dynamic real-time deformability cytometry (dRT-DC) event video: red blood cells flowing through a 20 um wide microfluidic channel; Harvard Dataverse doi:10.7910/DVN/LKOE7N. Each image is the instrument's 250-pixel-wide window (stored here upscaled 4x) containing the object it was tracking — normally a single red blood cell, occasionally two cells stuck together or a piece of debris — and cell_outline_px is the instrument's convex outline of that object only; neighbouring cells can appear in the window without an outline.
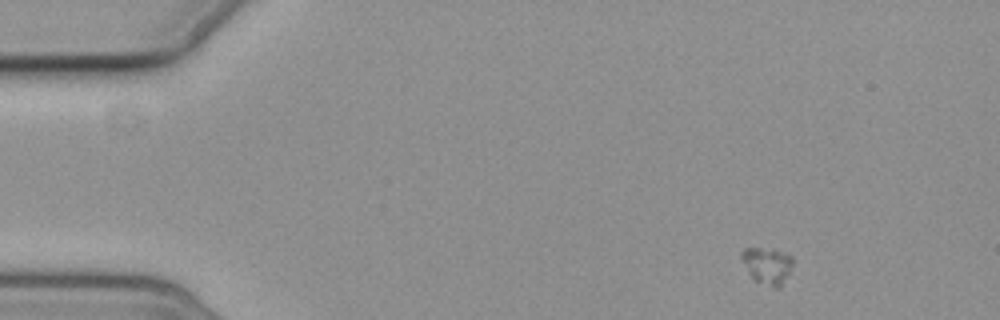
{"species": "common noctule bat (a hibernating species)", "species_latin": "Nyctalus noctula", "temperature_condition": "cold", "stored_images_in_passage": 6, "camera_frame_rate_fps": 3000, "um_per_image_px": 0.085, "animal": {"sex": "female", "body_mass_g": 19.3, "forearm_length_mm": 54.1}, "frame": {"image": 1, "passage_image": 1, "time_ms": 0.0, "image_size_px": [1000, 320], "cell_outline_px": [[792, 264], [780, 288], [776, 288], [756, 280], [748, 272], [740, 256], [740, 252], [744, 248], [776, 248], [792, 256]], "centroid_in_image_um": [65.2, 22.52], "position_along_channel_um": 19.8, "area_um2": 10.81}}
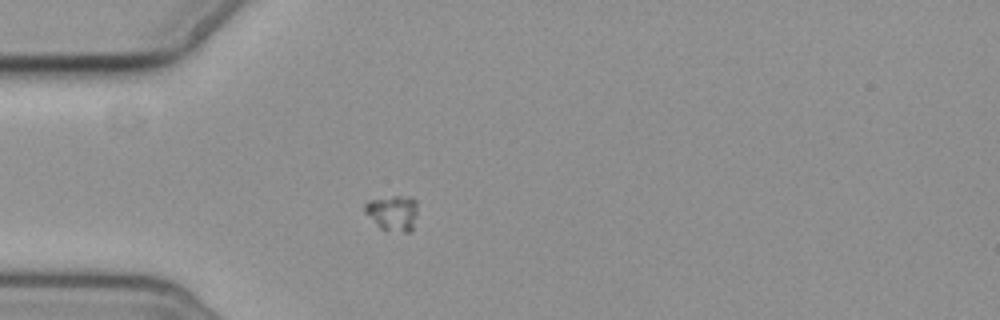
{"frame": {"image": 2, "passage_image": 4, "time_ms": 3.333, "image_size_px": [1000, 320], "cell_outline_px": [[416, 216], [412, 232], [384, 232], [364, 212], [364, 204], [368, 200], [392, 196], [412, 196], [416, 200]], "centroid_in_image_um": [33.38, 18.11], "position_along_channel_um": 51.6, "area_um2": 11.27}}
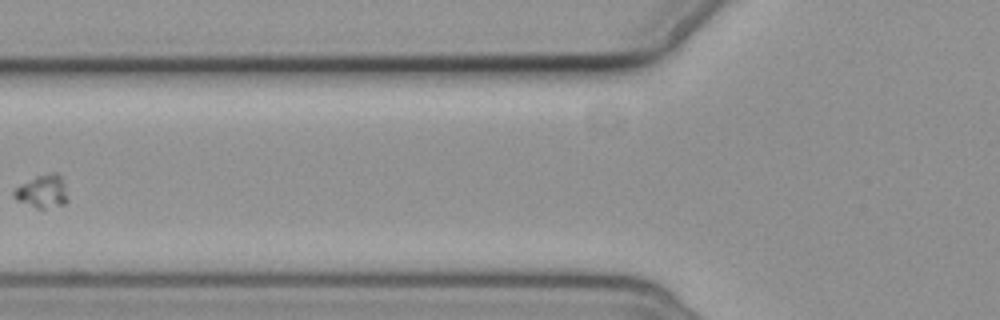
{"frame": {"image": 3, "passage_image": 6, "time_ms": 5.667, "image_size_px": [1000, 320], "cell_outline_px": [[68, 200], [64, 204], [44, 208], [36, 208], [16, 200], [12, 196], [12, 192], [20, 184], [36, 176], [52, 172], [56, 172], [60, 176], [64, 184]], "centroid_in_image_um": [3.57, 16.27], "position_along_channel_um": 122.2, "area_um2": 10.29}}